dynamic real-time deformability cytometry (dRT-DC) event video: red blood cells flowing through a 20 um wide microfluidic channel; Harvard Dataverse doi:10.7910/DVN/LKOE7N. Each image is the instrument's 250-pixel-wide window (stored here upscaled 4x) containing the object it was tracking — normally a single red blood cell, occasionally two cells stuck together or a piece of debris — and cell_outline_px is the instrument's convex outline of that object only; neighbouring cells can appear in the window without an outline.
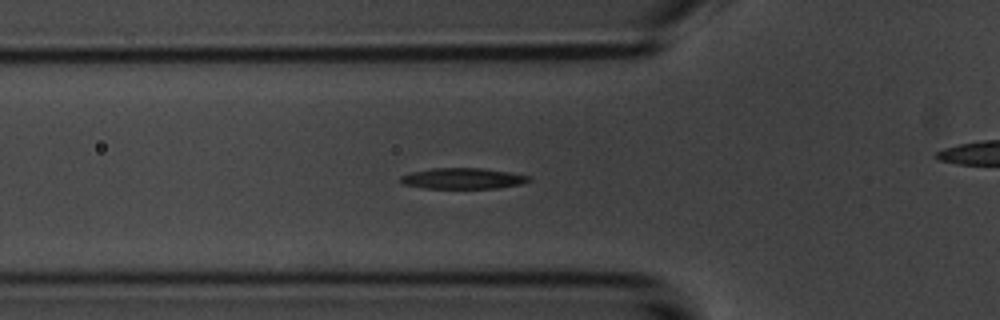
{"species": "common noctule bat (a hibernating species)", "species_latin": "Nyctalus noctula", "temperature_condition": "room temperature", "stored_images_in_passage": 55, "camera_frame_rate_fps": 3000, "um_per_image_px": 0.085, "animal": {"sex": "male", "body_mass_g": 20.1, "forearm_length_mm": 53.5}, "frame": {"image": 1, "passage_image": 18, "time_ms": 5.667, "image_size_px": [1000, 320], "cell_outline_px": [[532, 180], [520, 184], [500, 188], [420, 188], [404, 184], [400, 180], [400, 176], [408, 172], [432, 168], [484, 168], [508, 172], [528, 176]], "centroid_in_image_um": [39.29, 15.17], "position_along_channel_um": 86.5, "area_um2": 15.66}}
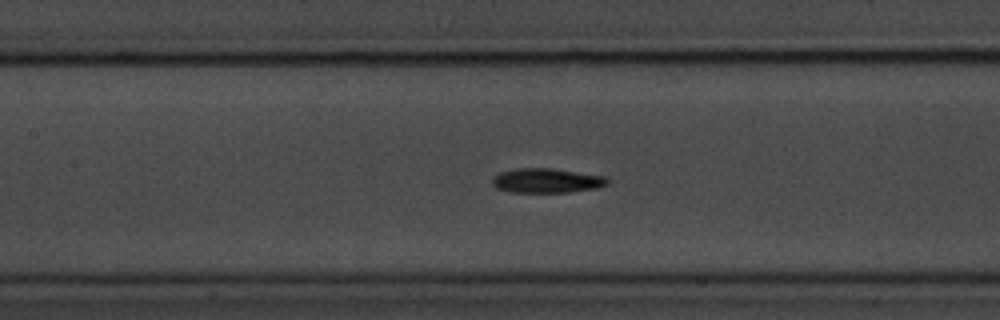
{"frame": {"image": 2, "passage_image": 24, "time_ms": 7.667, "image_size_px": [1000, 320], "cell_outline_px": [[608, 184], [596, 188], [568, 192], [512, 192], [496, 188], [492, 184], [492, 176], [500, 172], [516, 168], [552, 168], [608, 176]], "centroid_in_image_um": [46.46, 15.34], "position_along_channel_um": 160.9, "area_um2": 16.59}}
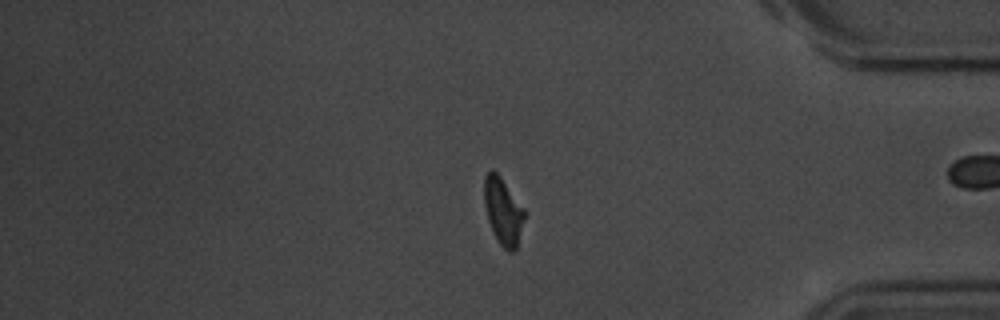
{"frame": {"image": 3, "passage_image": 45, "time_ms": 14.667, "image_size_px": [1000, 320], "cell_outline_px": [[524, 220], [516, 248], [512, 252], [508, 252], [496, 240], [488, 220], [484, 204], [484, 176], [492, 168], [500, 176], [524, 208]], "centroid_in_image_um": [42.74, 17.95], "position_along_channel_um": 392.5, "area_um2": 15.61}, "authors_computed_cell_mechanics": {"area_um2": 16.0106, "velocity_mm_per_s": 3.6814, "shape_relaxation_time_tau1_ms": 2.8183, "shape_relaxation_time_tau2_ms": 4.6386, "deformation_change_tau1": 0.1549, "deformation_change_tau2": 0.1007}}